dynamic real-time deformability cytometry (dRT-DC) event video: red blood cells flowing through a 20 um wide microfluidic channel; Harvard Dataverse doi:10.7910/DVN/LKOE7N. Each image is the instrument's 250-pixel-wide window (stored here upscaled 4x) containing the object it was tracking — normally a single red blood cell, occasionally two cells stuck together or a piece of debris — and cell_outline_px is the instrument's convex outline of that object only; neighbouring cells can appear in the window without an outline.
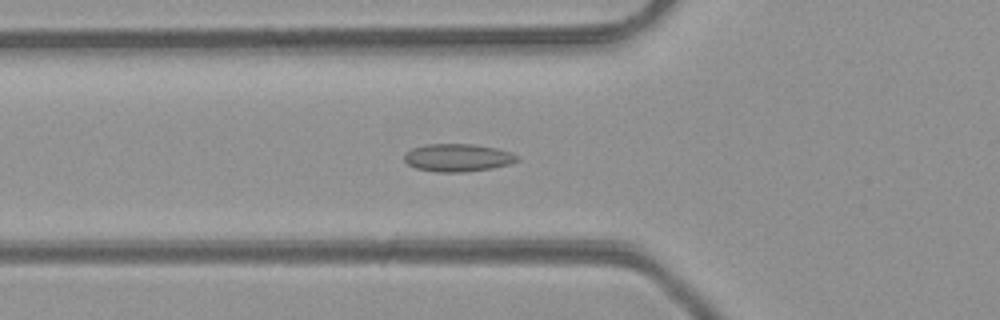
{"species": "common noctule bat (a hibernating species)", "species_latin": "Nyctalus noctula", "temperature_condition": "room temperature", "stored_images_in_passage": 37, "segment_of_instrument_passage": [1, 2], "camera_frame_rate_fps": 3000, "um_per_image_px": 0.085, "animal": {"sex": "male", "body_mass_g": 23.1, "forearm_length_mm": 52.7}, "frame": {"image": 1, "passage_image": 5, "time_ms": 1.333, "image_size_px": [1000, 320], "cell_outline_px": [[520, 160], [512, 164], [492, 168], [464, 172], [436, 172], [416, 168], [408, 164], [404, 160], [404, 156], [412, 148], [424, 144], [476, 144], [496, 148], [512, 152], [520, 156]], "centroid_in_image_um": [38.97, 13.4], "position_along_channel_um": 86.8, "area_um2": 18.5}}
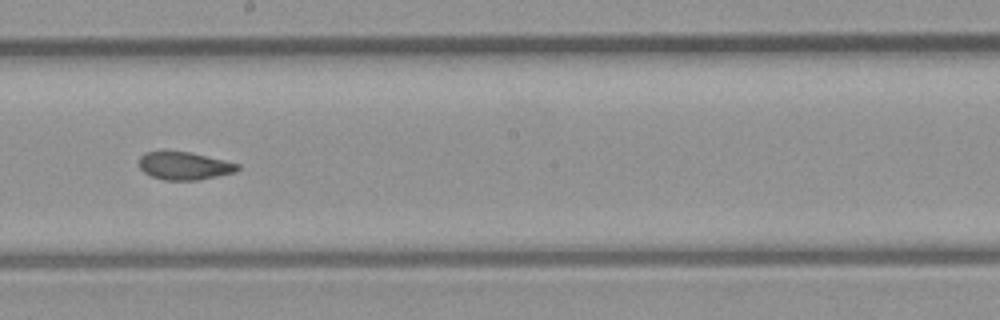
{"frame": {"image": 2, "passage_image": 15, "time_ms": 4.667, "image_size_px": [1000, 320], "cell_outline_px": [[240, 168], [236, 172], [200, 180], [164, 180], [152, 176], [144, 172], [140, 168], [140, 156], [144, 152], [188, 152], [224, 160], [240, 164]], "centroid_in_image_um": [15.7, 14.11], "position_along_channel_um": 232.5, "area_um2": 15.84}}
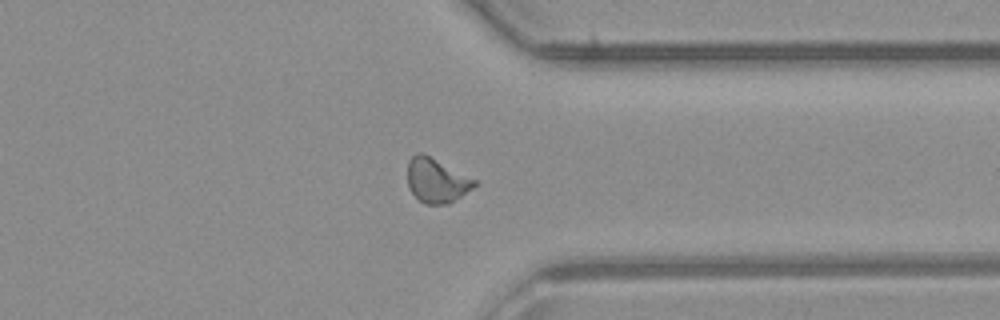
{"frame": {"image": 3, "passage_image": 25, "time_ms": 8.0, "image_size_px": [1000, 320], "cell_outline_px": [[476, 184], [472, 188], [448, 204], [424, 204], [412, 192], [408, 184], [408, 160], [412, 156], [420, 152], [476, 180]], "centroid_in_image_um": [37.08, 15.35], "position_along_channel_um": 374.3, "area_um2": 16.7}}